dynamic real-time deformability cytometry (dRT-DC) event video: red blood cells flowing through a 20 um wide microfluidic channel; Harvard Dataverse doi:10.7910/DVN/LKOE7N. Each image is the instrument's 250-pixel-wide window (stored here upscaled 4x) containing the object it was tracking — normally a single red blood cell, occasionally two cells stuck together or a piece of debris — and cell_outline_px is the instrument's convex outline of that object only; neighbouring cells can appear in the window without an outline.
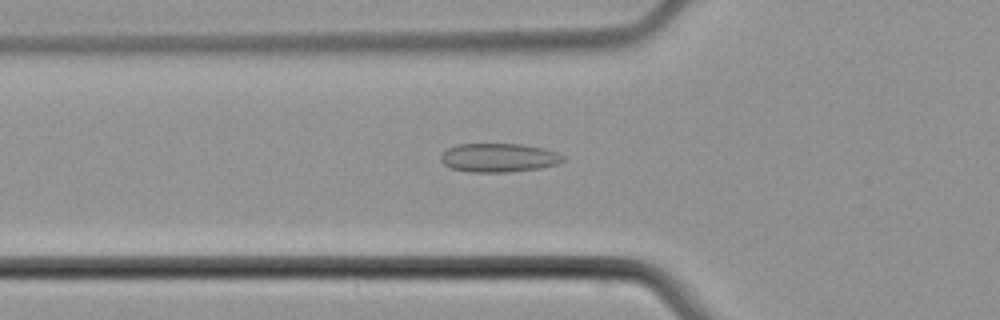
{"species": "common noctule bat (a hibernating species)", "species_latin": "Nyctalus noctula", "temperature_condition": "cold", "stored_images_in_passage": 48, "camera_frame_rate_fps": 3000, "um_per_image_px": 0.085, "animal": {"sex": "male", "body_mass_g": 21.5, "forearm_length_mm": 52.0}, "frame": {"image": 1, "passage_image": 16, "time_ms": 5.0, "image_size_px": [1000, 320], "cell_outline_px": [[564, 160], [556, 164], [540, 168], [508, 172], [468, 172], [452, 168], [444, 164], [440, 160], [440, 156], [448, 148], [456, 144], [520, 144], [544, 148], [556, 152], [564, 156]], "centroid_in_image_um": [42.38, 13.4], "position_along_channel_um": 83.4, "area_um2": 20.46}}
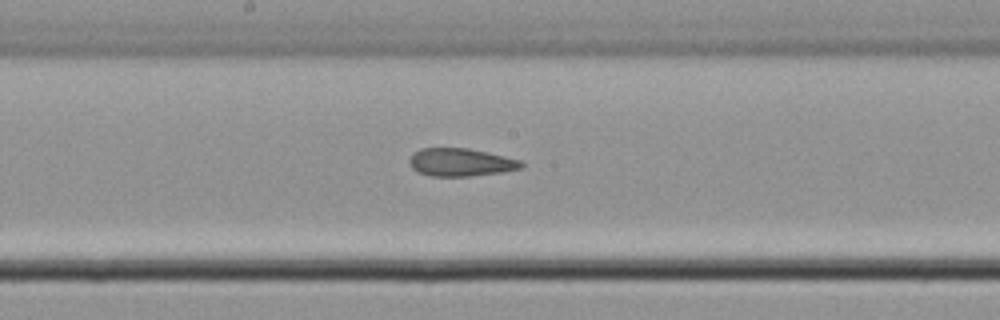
{"frame": {"image": 2, "passage_image": 25, "time_ms": 8.0, "image_size_px": [1000, 320], "cell_outline_px": [[524, 168], [504, 172], [472, 176], [432, 176], [420, 172], [412, 168], [408, 160], [420, 148], [468, 148], [488, 152], [524, 160]], "centroid_in_image_um": [39.26, 13.79], "position_along_channel_um": 208.9, "area_um2": 18.38}}
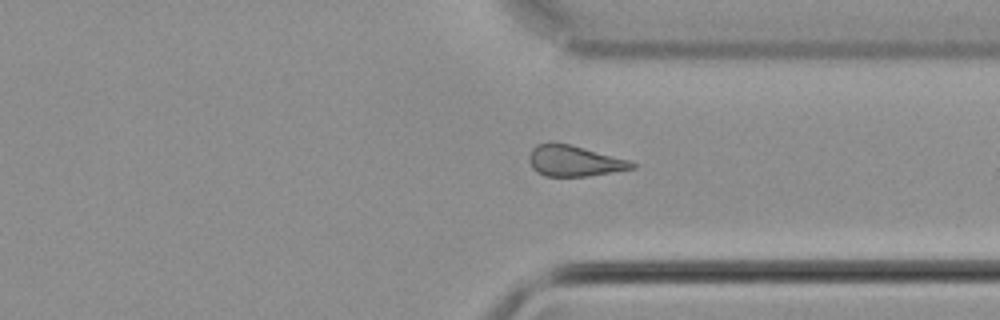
{"frame": {"image": 3, "passage_image": 36, "time_ms": 11.667, "image_size_px": [1000, 320], "cell_outline_px": [[636, 168], [588, 176], [544, 176], [536, 172], [532, 168], [528, 160], [528, 156], [532, 148], [536, 144], [552, 140], [572, 144], [632, 160], [636, 164]], "centroid_in_image_um": [48.8, 13.64], "position_along_channel_um": 362.6, "area_um2": 19.19}}